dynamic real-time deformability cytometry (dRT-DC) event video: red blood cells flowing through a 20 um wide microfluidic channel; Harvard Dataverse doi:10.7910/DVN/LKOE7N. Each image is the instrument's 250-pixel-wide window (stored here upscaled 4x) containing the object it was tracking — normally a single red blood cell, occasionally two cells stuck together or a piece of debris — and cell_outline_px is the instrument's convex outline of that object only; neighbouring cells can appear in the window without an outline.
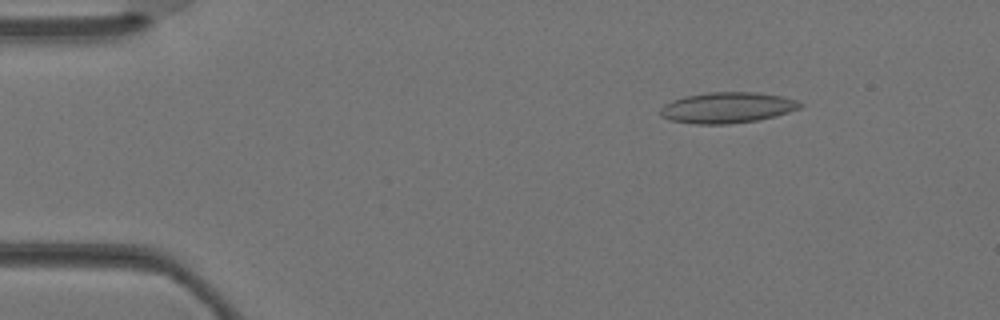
{"species": "Egyptian fruit bat (a non-hibernating species)", "species_latin": "Rousettus aegyptiacus", "temperature_condition": "warm", "stored_images_in_passage": 4, "camera_frame_rate_fps": 3000, "um_per_image_px": 0.085, "animal": {"sex": "female"}, "frame": {"image": 1, "passage_image": 2, "time_ms": 0.333, "image_size_px": [1000, 320], "cell_outline_px": [[804, 104], [800, 108], [776, 116], [756, 120], [728, 124], [696, 124], [672, 120], [660, 116], [660, 108], [672, 100], [684, 96], [708, 92], [756, 92], [780, 96], [796, 100]], "centroid_in_image_um": [61.81, 9.14], "position_along_channel_um": 23.2, "area_um2": 25.03}}
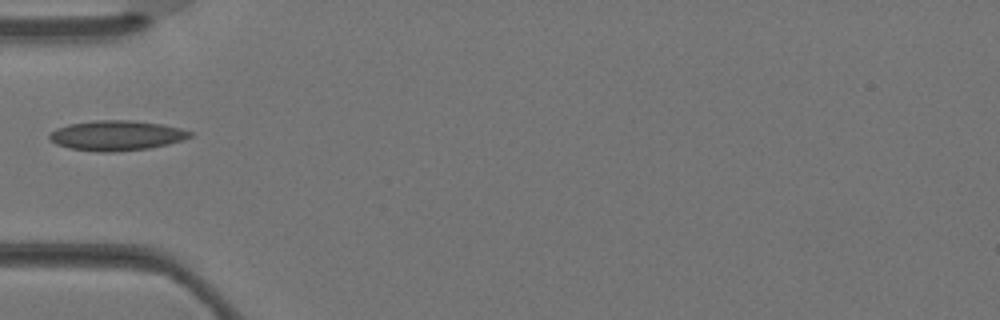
{"frame": {"image": 2, "passage_image": 4, "time_ms": 1.0, "image_size_px": [1000, 320], "cell_outline_px": [[192, 136], [168, 144], [148, 148], [112, 152], [100, 152], [68, 148], [56, 144], [48, 136], [56, 128], [68, 124], [96, 120], [132, 120], [160, 124], [180, 128], [192, 132]], "centroid_in_image_um": [9.88, 11.51], "position_along_channel_um": 75.1, "area_um2": 24.39}}